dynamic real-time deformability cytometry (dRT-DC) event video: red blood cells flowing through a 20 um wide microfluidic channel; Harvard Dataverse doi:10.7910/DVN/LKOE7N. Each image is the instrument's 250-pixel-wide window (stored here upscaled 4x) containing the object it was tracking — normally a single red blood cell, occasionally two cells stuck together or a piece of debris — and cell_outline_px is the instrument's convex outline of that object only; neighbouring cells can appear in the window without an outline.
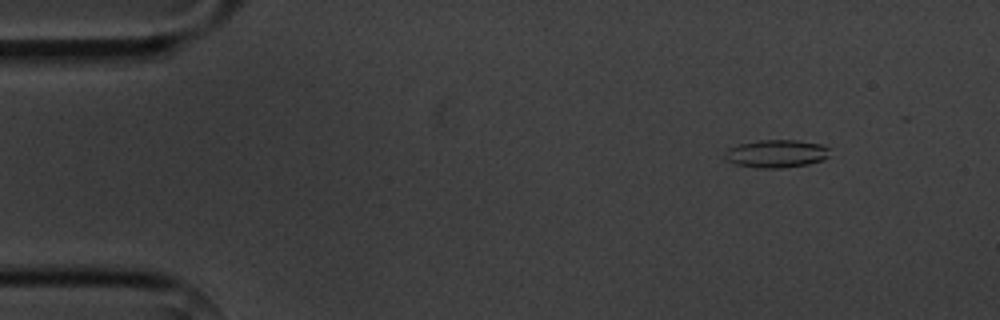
{"species": "common noctule bat (a hibernating species)", "species_latin": "Nyctalus noctula", "temperature_condition": "cold", "stored_images_in_passage": 8, "camera_frame_rate_fps": 3000, "um_per_image_px": 0.085, "animal": {"sex": "male", "body_mass_g": 20.1, "forearm_length_mm": 53.5}, "frame": {"image": 1, "passage_image": 2, "time_ms": 1.0, "image_size_px": [1000, 320], "cell_outline_px": [[828, 156], [824, 160], [808, 164], [780, 168], [756, 168], [736, 164], [728, 160], [724, 156], [724, 152], [728, 148], [740, 144], [756, 140], [796, 140], [824, 144], [828, 148]], "centroid_in_image_um": [65.99, 13.05], "position_along_channel_um": 19.0, "area_um2": 17.11}}
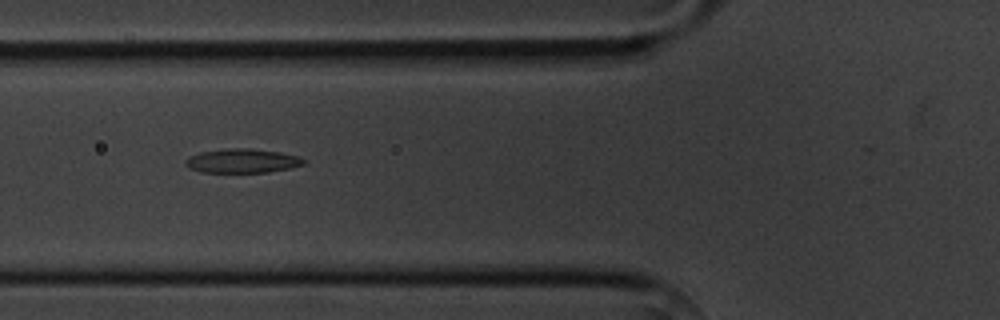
{"frame": {"image": 2, "passage_image": 6, "time_ms": 5.667, "image_size_px": [1000, 320], "cell_outline_px": [[308, 160], [304, 164], [292, 168], [268, 172], [200, 172], [188, 168], [184, 164], [184, 160], [188, 156], [200, 152], [224, 148], [252, 148], [280, 152], [296, 156]], "centroid_in_image_um": [20.56, 13.67], "position_along_channel_um": 105.2, "area_um2": 16.88}}
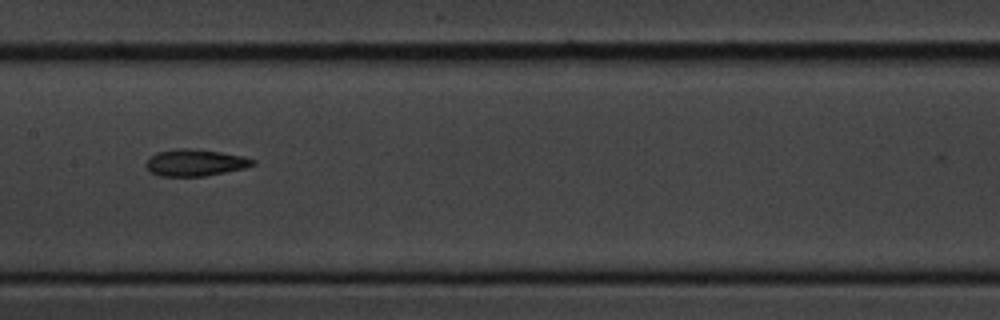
{"frame": {"image": 3, "passage_image": 8, "time_ms": 8.0, "image_size_px": [1000, 320], "cell_outline_px": [[256, 164], [244, 168], [204, 176], [160, 176], [148, 172], [144, 164], [148, 156], [156, 152], [176, 148], [192, 148], [220, 152], [244, 156], [256, 160]], "centroid_in_image_um": [16.53, 13.82], "position_along_channel_um": 190.9, "area_um2": 16.94}}